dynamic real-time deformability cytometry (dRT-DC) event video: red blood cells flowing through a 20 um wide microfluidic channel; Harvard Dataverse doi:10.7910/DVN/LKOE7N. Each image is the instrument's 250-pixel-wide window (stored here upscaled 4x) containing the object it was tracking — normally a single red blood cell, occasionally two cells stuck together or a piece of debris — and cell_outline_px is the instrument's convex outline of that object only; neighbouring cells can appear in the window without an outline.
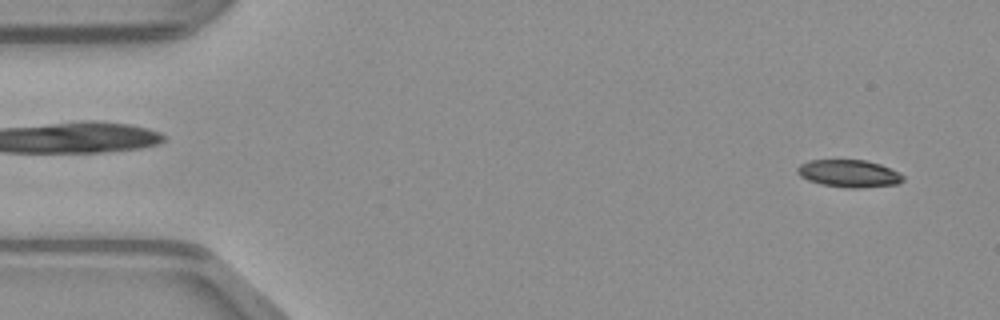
{"species": "common noctule bat (a hibernating species)", "species_latin": "Nyctalus noctula", "temperature_condition": "warm", "stored_images_in_passage": 48, "camera_frame_rate_fps": 3000, "um_per_image_px": 0.085, "animal": {"sex": "male", "body_mass_g": 23.1, "forearm_length_mm": 52.7}, "frame": {"image": 1, "passage_image": 3, "time_ms": 0.667, "image_size_px": [1000, 320], "cell_outline_px": [[904, 180], [896, 184], [860, 188], [848, 188], [820, 184], [808, 180], [800, 176], [796, 172], [796, 168], [800, 164], [808, 160], [864, 160], [880, 164], [904, 176]], "centroid_in_image_um": [72.11, 14.75], "position_along_channel_um": 12.9, "area_um2": 16.82}}
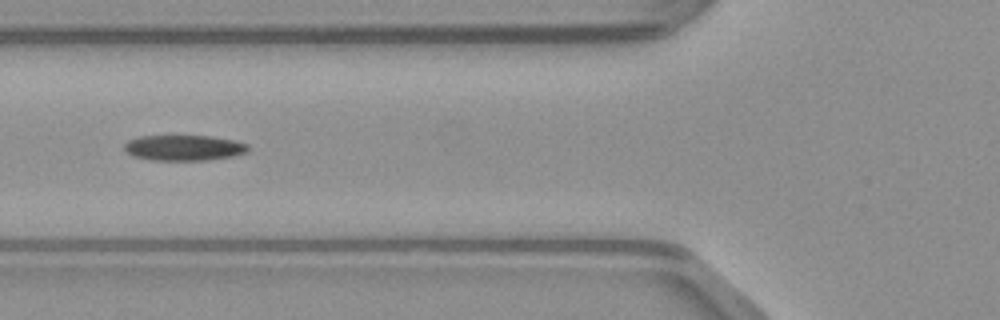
{"frame": {"image": 2, "passage_image": 18, "time_ms": 5.667, "image_size_px": [1000, 320], "cell_outline_px": [[248, 152], [232, 156], [208, 160], [148, 160], [132, 156], [124, 148], [124, 144], [128, 140], [140, 136], [212, 136], [236, 140], [248, 144]], "centroid_in_image_um": [15.64, 12.56], "position_along_channel_um": 110.2, "area_um2": 18.55}}
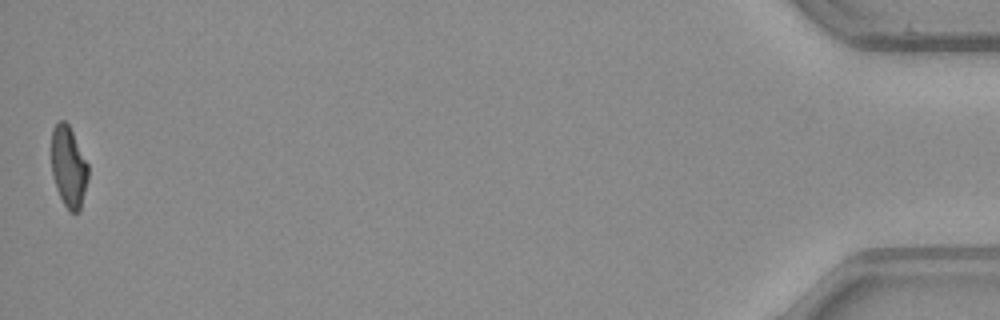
{"frame": {"image": 3, "passage_image": 48, "time_ms": 15.667, "image_size_px": [1000, 320], "cell_outline_px": [[88, 180], [80, 212], [68, 212], [56, 188], [52, 172], [52, 128], [60, 120], [64, 120], [68, 124], [88, 164]], "centroid_in_image_um": [5.84, 14.21], "position_along_channel_um": 429.4, "area_um2": 17.28}}